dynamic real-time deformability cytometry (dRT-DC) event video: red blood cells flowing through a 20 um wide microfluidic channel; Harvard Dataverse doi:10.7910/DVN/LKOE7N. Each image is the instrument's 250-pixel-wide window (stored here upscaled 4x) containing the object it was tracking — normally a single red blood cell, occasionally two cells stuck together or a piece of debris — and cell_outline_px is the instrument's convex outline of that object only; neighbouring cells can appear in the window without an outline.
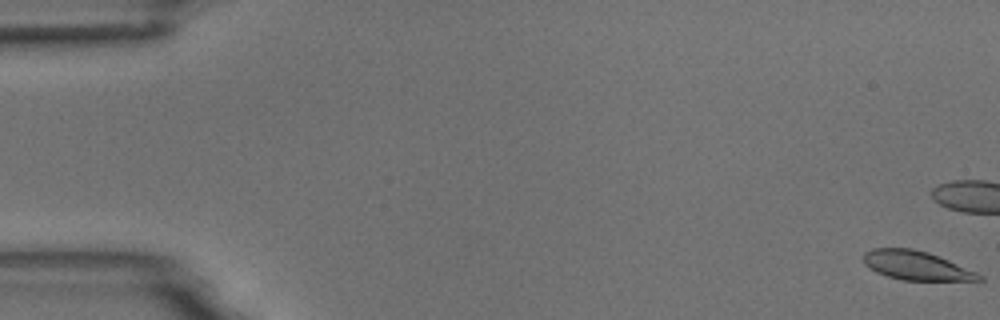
{"species": "common noctule bat (a hibernating species)", "species_latin": "Nyctalus noctula", "temperature_condition": "room temperature", "stored_images_in_passage": 6, "camera_frame_rate_fps": 3000, "um_per_image_px": 0.085, "animal": {"sex": "male", "body_mass_g": 18.8}, "frame": {"image": 1, "passage_image": 1, "time_ms": 0.0, "image_size_px": [1000, 320], "cell_outline_px": [[984, 280], [980, 284], [900, 280], [876, 272], [868, 268], [864, 264], [864, 252], [872, 248], [912, 248], [928, 252], [948, 260], [976, 272], [984, 276]], "centroid_in_image_um": [78.04, 22.64], "position_along_channel_um": 7.0, "area_um2": 20.63}}
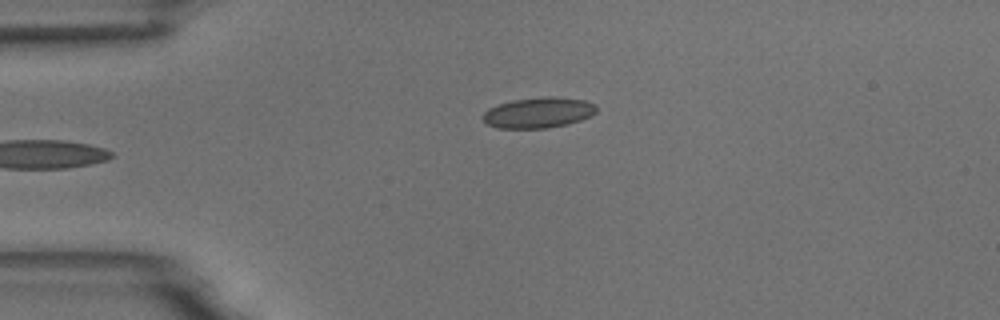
{"frame": {"image": 2, "passage_image": 6, "time_ms": 7.0, "image_size_px": [1000, 320], "cell_outline_px": [[596, 112], [592, 116], [568, 124], [548, 128], [496, 128], [488, 124], [480, 116], [488, 108], [512, 100], [548, 96], [552, 96], [584, 100], [596, 104]], "centroid_in_image_um": [45.77, 9.58], "position_along_channel_um": 39.2, "area_um2": 20.35}}